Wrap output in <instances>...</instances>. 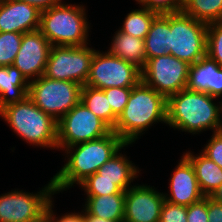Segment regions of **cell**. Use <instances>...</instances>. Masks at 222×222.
<instances>
[{
    "mask_svg": "<svg viewBox=\"0 0 222 222\" xmlns=\"http://www.w3.org/2000/svg\"><path fill=\"white\" fill-rule=\"evenodd\" d=\"M128 145L129 143H125L112 131L98 139L64 148L66 155H69L67 156V162L52 178L55 194L69 189L75 183L80 184L88 176L96 173L118 151ZM72 149L75 150L74 153Z\"/></svg>",
    "mask_w": 222,
    "mask_h": 222,
    "instance_id": "obj_1",
    "label": "cell"
},
{
    "mask_svg": "<svg viewBox=\"0 0 222 222\" xmlns=\"http://www.w3.org/2000/svg\"><path fill=\"white\" fill-rule=\"evenodd\" d=\"M111 43V48L108 50L111 55L134 64L140 70L143 69L146 63L143 39L136 38L118 30L116 31Z\"/></svg>",
    "mask_w": 222,
    "mask_h": 222,
    "instance_id": "obj_21",
    "label": "cell"
},
{
    "mask_svg": "<svg viewBox=\"0 0 222 222\" xmlns=\"http://www.w3.org/2000/svg\"><path fill=\"white\" fill-rule=\"evenodd\" d=\"M82 85L40 76L29 82L28 97L57 122L81 100Z\"/></svg>",
    "mask_w": 222,
    "mask_h": 222,
    "instance_id": "obj_7",
    "label": "cell"
},
{
    "mask_svg": "<svg viewBox=\"0 0 222 222\" xmlns=\"http://www.w3.org/2000/svg\"><path fill=\"white\" fill-rule=\"evenodd\" d=\"M201 152L222 168V131L213 132L212 138Z\"/></svg>",
    "mask_w": 222,
    "mask_h": 222,
    "instance_id": "obj_33",
    "label": "cell"
},
{
    "mask_svg": "<svg viewBox=\"0 0 222 222\" xmlns=\"http://www.w3.org/2000/svg\"><path fill=\"white\" fill-rule=\"evenodd\" d=\"M182 12L206 24L222 21V0H184Z\"/></svg>",
    "mask_w": 222,
    "mask_h": 222,
    "instance_id": "obj_25",
    "label": "cell"
},
{
    "mask_svg": "<svg viewBox=\"0 0 222 222\" xmlns=\"http://www.w3.org/2000/svg\"><path fill=\"white\" fill-rule=\"evenodd\" d=\"M215 98L187 88L168 96L166 124L192 134L208 129L214 133L222 131V104L214 103Z\"/></svg>",
    "mask_w": 222,
    "mask_h": 222,
    "instance_id": "obj_2",
    "label": "cell"
},
{
    "mask_svg": "<svg viewBox=\"0 0 222 222\" xmlns=\"http://www.w3.org/2000/svg\"><path fill=\"white\" fill-rule=\"evenodd\" d=\"M207 196L187 207V222H209Z\"/></svg>",
    "mask_w": 222,
    "mask_h": 222,
    "instance_id": "obj_34",
    "label": "cell"
},
{
    "mask_svg": "<svg viewBox=\"0 0 222 222\" xmlns=\"http://www.w3.org/2000/svg\"><path fill=\"white\" fill-rule=\"evenodd\" d=\"M206 55L222 67V21L207 26Z\"/></svg>",
    "mask_w": 222,
    "mask_h": 222,
    "instance_id": "obj_29",
    "label": "cell"
},
{
    "mask_svg": "<svg viewBox=\"0 0 222 222\" xmlns=\"http://www.w3.org/2000/svg\"><path fill=\"white\" fill-rule=\"evenodd\" d=\"M95 50L86 46H52L43 76L86 85Z\"/></svg>",
    "mask_w": 222,
    "mask_h": 222,
    "instance_id": "obj_9",
    "label": "cell"
},
{
    "mask_svg": "<svg viewBox=\"0 0 222 222\" xmlns=\"http://www.w3.org/2000/svg\"><path fill=\"white\" fill-rule=\"evenodd\" d=\"M141 81V70L134 64L107 52H94L86 85L105 90L134 87Z\"/></svg>",
    "mask_w": 222,
    "mask_h": 222,
    "instance_id": "obj_10",
    "label": "cell"
},
{
    "mask_svg": "<svg viewBox=\"0 0 222 222\" xmlns=\"http://www.w3.org/2000/svg\"><path fill=\"white\" fill-rule=\"evenodd\" d=\"M187 89L205 92L213 97L222 95V67L207 55L190 65Z\"/></svg>",
    "mask_w": 222,
    "mask_h": 222,
    "instance_id": "obj_17",
    "label": "cell"
},
{
    "mask_svg": "<svg viewBox=\"0 0 222 222\" xmlns=\"http://www.w3.org/2000/svg\"><path fill=\"white\" fill-rule=\"evenodd\" d=\"M165 199L152 186L135 185L125 192L123 222H159Z\"/></svg>",
    "mask_w": 222,
    "mask_h": 222,
    "instance_id": "obj_14",
    "label": "cell"
},
{
    "mask_svg": "<svg viewBox=\"0 0 222 222\" xmlns=\"http://www.w3.org/2000/svg\"><path fill=\"white\" fill-rule=\"evenodd\" d=\"M207 26L183 12L168 14V54L190 65L205 57Z\"/></svg>",
    "mask_w": 222,
    "mask_h": 222,
    "instance_id": "obj_6",
    "label": "cell"
},
{
    "mask_svg": "<svg viewBox=\"0 0 222 222\" xmlns=\"http://www.w3.org/2000/svg\"><path fill=\"white\" fill-rule=\"evenodd\" d=\"M158 13L147 8L135 9L127 14L119 31L130 34L136 38L145 39L151 24Z\"/></svg>",
    "mask_w": 222,
    "mask_h": 222,
    "instance_id": "obj_26",
    "label": "cell"
},
{
    "mask_svg": "<svg viewBox=\"0 0 222 222\" xmlns=\"http://www.w3.org/2000/svg\"><path fill=\"white\" fill-rule=\"evenodd\" d=\"M207 213L209 222H222V203L207 196Z\"/></svg>",
    "mask_w": 222,
    "mask_h": 222,
    "instance_id": "obj_35",
    "label": "cell"
},
{
    "mask_svg": "<svg viewBox=\"0 0 222 222\" xmlns=\"http://www.w3.org/2000/svg\"><path fill=\"white\" fill-rule=\"evenodd\" d=\"M29 82L14 65L0 66V110L23 101L28 96Z\"/></svg>",
    "mask_w": 222,
    "mask_h": 222,
    "instance_id": "obj_18",
    "label": "cell"
},
{
    "mask_svg": "<svg viewBox=\"0 0 222 222\" xmlns=\"http://www.w3.org/2000/svg\"><path fill=\"white\" fill-rule=\"evenodd\" d=\"M51 47L39 29L26 32L22 36L21 46L13 65L28 81L38 79L44 74Z\"/></svg>",
    "mask_w": 222,
    "mask_h": 222,
    "instance_id": "obj_13",
    "label": "cell"
},
{
    "mask_svg": "<svg viewBox=\"0 0 222 222\" xmlns=\"http://www.w3.org/2000/svg\"><path fill=\"white\" fill-rule=\"evenodd\" d=\"M189 67L171 54L147 59L141 70V81L166 98L187 86Z\"/></svg>",
    "mask_w": 222,
    "mask_h": 222,
    "instance_id": "obj_11",
    "label": "cell"
},
{
    "mask_svg": "<svg viewBox=\"0 0 222 222\" xmlns=\"http://www.w3.org/2000/svg\"><path fill=\"white\" fill-rule=\"evenodd\" d=\"M215 201L222 203V184L210 196Z\"/></svg>",
    "mask_w": 222,
    "mask_h": 222,
    "instance_id": "obj_40",
    "label": "cell"
},
{
    "mask_svg": "<svg viewBox=\"0 0 222 222\" xmlns=\"http://www.w3.org/2000/svg\"><path fill=\"white\" fill-rule=\"evenodd\" d=\"M132 87H111L103 90L106 94L113 113L119 117L126 106Z\"/></svg>",
    "mask_w": 222,
    "mask_h": 222,
    "instance_id": "obj_30",
    "label": "cell"
},
{
    "mask_svg": "<svg viewBox=\"0 0 222 222\" xmlns=\"http://www.w3.org/2000/svg\"><path fill=\"white\" fill-rule=\"evenodd\" d=\"M169 194L164 199L172 204L188 207L203 199L198 180L191 162L183 155L170 178Z\"/></svg>",
    "mask_w": 222,
    "mask_h": 222,
    "instance_id": "obj_15",
    "label": "cell"
},
{
    "mask_svg": "<svg viewBox=\"0 0 222 222\" xmlns=\"http://www.w3.org/2000/svg\"><path fill=\"white\" fill-rule=\"evenodd\" d=\"M86 201L85 210L90 215L114 222L124 221L125 193L87 196Z\"/></svg>",
    "mask_w": 222,
    "mask_h": 222,
    "instance_id": "obj_22",
    "label": "cell"
},
{
    "mask_svg": "<svg viewBox=\"0 0 222 222\" xmlns=\"http://www.w3.org/2000/svg\"><path fill=\"white\" fill-rule=\"evenodd\" d=\"M167 98L140 81L132 87L128 102L119 115L114 131L132 144L155 122L167 123Z\"/></svg>",
    "mask_w": 222,
    "mask_h": 222,
    "instance_id": "obj_3",
    "label": "cell"
},
{
    "mask_svg": "<svg viewBox=\"0 0 222 222\" xmlns=\"http://www.w3.org/2000/svg\"><path fill=\"white\" fill-rule=\"evenodd\" d=\"M80 101L112 130L114 129L118 117L113 113L112 107L102 89L83 85Z\"/></svg>",
    "mask_w": 222,
    "mask_h": 222,
    "instance_id": "obj_24",
    "label": "cell"
},
{
    "mask_svg": "<svg viewBox=\"0 0 222 222\" xmlns=\"http://www.w3.org/2000/svg\"><path fill=\"white\" fill-rule=\"evenodd\" d=\"M53 179L33 194L23 191L7 192L0 196V222H27L40 217L49 207L54 195Z\"/></svg>",
    "mask_w": 222,
    "mask_h": 222,
    "instance_id": "obj_12",
    "label": "cell"
},
{
    "mask_svg": "<svg viewBox=\"0 0 222 222\" xmlns=\"http://www.w3.org/2000/svg\"><path fill=\"white\" fill-rule=\"evenodd\" d=\"M192 164L201 192L204 196L211 194L222 184V168L203 153L183 154Z\"/></svg>",
    "mask_w": 222,
    "mask_h": 222,
    "instance_id": "obj_20",
    "label": "cell"
},
{
    "mask_svg": "<svg viewBox=\"0 0 222 222\" xmlns=\"http://www.w3.org/2000/svg\"><path fill=\"white\" fill-rule=\"evenodd\" d=\"M128 159L118 151L97 170L98 179L115 181L116 185L126 191L139 173L138 167Z\"/></svg>",
    "mask_w": 222,
    "mask_h": 222,
    "instance_id": "obj_19",
    "label": "cell"
},
{
    "mask_svg": "<svg viewBox=\"0 0 222 222\" xmlns=\"http://www.w3.org/2000/svg\"><path fill=\"white\" fill-rule=\"evenodd\" d=\"M27 4L37 7L40 11L51 8L52 6L59 5L62 0H19Z\"/></svg>",
    "mask_w": 222,
    "mask_h": 222,
    "instance_id": "obj_37",
    "label": "cell"
},
{
    "mask_svg": "<svg viewBox=\"0 0 222 222\" xmlns=\"http://www.w3.org/2000/svg\"><path fill=\"white\" fill-rule=\"evenodd\" d=\"M79 185L84 189L87 196H101V195H112L115 193H125L115 181L107 179H98V173L88 176Z\"/></svg>",
    "mask_w": 222,
    "mask_h": 222,
    "instance_id": "obj_28",
    "label": "cell"
},
{
    "mask_svg": "<svg viewBox=\"0 0 222 222\" xmlns=\"http://www.w3.org/2000/svg\"><path fill=\"white\" fill-rule=\"evenodd\" d=\"M138 4L158 14L182 12L184 0H140Z\"/></svg>",
    "mask_w": 222,
    "mask_h": 222,
    "instance_id": "obj_31",
    "label": "cell"
},
{
    "mask_svg": "<svg viewBox=\"0 0 222 222\" xmlns=\"http://www.w3.org/2000/svg\"><path fill=\"white\" fill-rule=\"evenodd\" d=\"M146 60L168 54V14H158L144 39Z\"/></svg>",
    "mask_w": 222,
    "mask_h": 222,
    "instance_id": "obj_23",
    "label": "cell"
},
{
    "mask_svg": "<svg viewBox=\"0 0 222 222\" xmlns=\"http://www.w3.org/2000/svg\"><path fill=\"white\" fill-rule=\"evenodd\" d=\"M27 222H50V205L48 209L40 217Z\"/></svg>",
    "mask_w": 222,
    "mask_h": 222,
    "instance_id": "obj_39",
    "label": "cell"
},
{
    "mask_svg": "<svg viewBox=\"0 0 222 222\" xmlns=\"http://www.w3.org/2000/svg\"><path fill=\"white\" fill-rule=\"evenodd\" d=\"M0 117L23 141L33 146L58 149L57 121L37 107L28 96L21 102L3 107Z\"/></svg>",
    "mask_w": 222,
    "mask_h": 222,
    "instance_id": "obj_4",
    "label": "cell"
},
{
    "mask_svg": "<svg viewBox=\"0 0 222 222\" xmlns=\"http://www.w3.org/2000/svg\"><path fill=\"white\" fill-rule=\"evenodd\" d=\"M53 203H50V222H84V218L81 213H66L65 215L61 216L60 218L55 217L53 213L52 207Z\"/></svg>",
    "mask_w": 222,
    "mask_h": 222,
    "instance_id": "obj_36",
    "label": "cell"
},
{
    "mask_svg": "<svg viewBox=\"0 0 222 222\" xmlns=\"http://www.w3.org/2000/svg\"><path fill=\"white\" fill-rule=\"evenodd\" d=\"M84 6L61 3L41 11L40 32L52 46H86L89 22Z\"/></svg>",
    "mask_w": 222,
    "mask_h": 222,
    "instance_id": "obj_5",
    "label": "cell"
},
{
    "mask_svg": "<svg viewBox=\"0 0 222 222\" xmlns=\"http://www.w3.org/2000/svg\"><path fill=\"white\" fill-rule=\"evenodd\" d=\"M22 33L0 32V66L13 65L20 49Z\"/></svg>",
    "mask_w": 222,
    "mask_h": 222,
    "instance_id": "obj_27",
    "label": "cell"
},
{
    "mask_svg": "<svg viewBox=\"0 0 222 222\" xmlns=\"http://www.w3.org/2000/svg\"><path fill=\"white\" fill-rule=\"evenodd\" d=\"M83 218H84V222H114V221H109L94 215H90L85 209H83Z\"/></svg>",
    "mask_w": 222,
    "mask_h": 222,
    "instance_id": "obj_38",
    "label": "cell"
},
{
    "mask_svg": "<svg viewBox=\"0 0 222 222\" xmlns=\"http://www.w3.org/2000/svg\"><path fill=\"white\" fill-rule=\"evenodd\" d=\"M41 11L19 0H0V32L26 33L39 29Z\"/></svg>",
    "mask_w": 222,
    "mask_h": 222,
    "instance_id": "obj_16",
    "label": "cell"
},
{
    "mask_svg": "<svg viewBox=\"0 0 222 222\" xmlns=\"http://www.w3.org/2000/svg\"><path fill=\"white\" fill-rule=\"evenodd\" d=\"M112 129L81 101L57 122L58 149L106 136Z\"/></svg>",
    "mask_w": 222,
    "mask_h": 222,
    "instance_id": "obj_8",
    "label": "cell"
},
{
    "mask_svg": "<svg viewBox=\"0 0 222 222\" xmlns=\"http://www.w3.org/2000/svg\"><path fill=\"white\" fill-rule=\"evenodd\" d=\"M159 222H187V207L164 201Z\"/></svg>",
    "mask_w": 222,
    "mask_h": 222,
    "instance_id": "obj_32",
    "label": "cell"
}]
</instances>
